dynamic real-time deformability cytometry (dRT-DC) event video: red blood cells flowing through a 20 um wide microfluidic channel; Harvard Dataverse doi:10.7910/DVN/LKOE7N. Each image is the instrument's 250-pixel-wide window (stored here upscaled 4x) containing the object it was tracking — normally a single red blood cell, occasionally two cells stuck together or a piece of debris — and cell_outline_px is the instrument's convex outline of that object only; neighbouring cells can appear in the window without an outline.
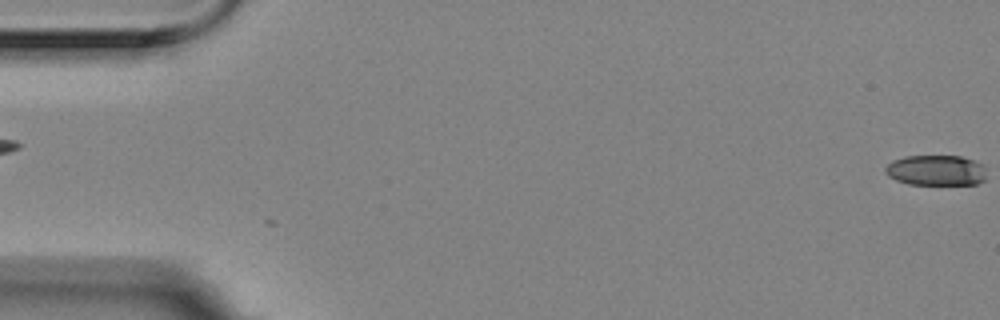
{"species": "Egyptian fruit bat (a non-hibernating species)", "species_latin": "Rousettus aegyptiacus", "temperature_condition": "room temperature", "stored_images_in_passage": 53, "camera_frame_rate_fps": 3000, "um_per_image_px": 0.085, "animal": {"sex": "female"}, "frame": {"image": 1, "passage_image": 1, "time_ms": 0.0, "image_size_px": [1000, 320], "cell_outline_px": [[984, 180], [976, 184], [908, 184], [896, 180], [888, 176], [884, 172], [884, 168], [892, 160], [904, 156], [960, 156], [984, 164]], "centroid_in_image_um": [79.52, 14.47], "position_along_channel_um": 5.5, "area_um2": 17.98}}
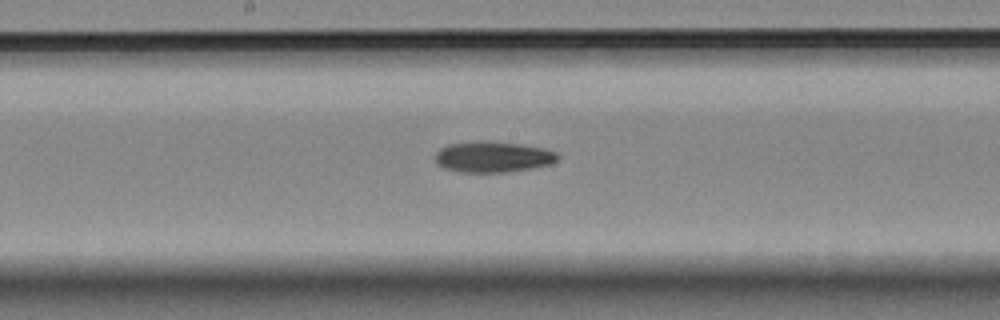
{"frame": {"image": 2, "passage_image": 30, "time_ms": 9.667, "image_size_px": [1000, 320], "cell_outline_px": [[560, 156], [556, 160], [548, 164], [532, 168], [508, 172], [460, 172], [444, 168], [436, 164], [436, 152], [440, 148], [448, 144], [480, 140], [484, 140], [520, 144], [544, 148], [556, 152]], "centroid_in_image_um": [41.87, 13.32], "position_along_channel_um": 206.3, "area_um2": 22.14}}
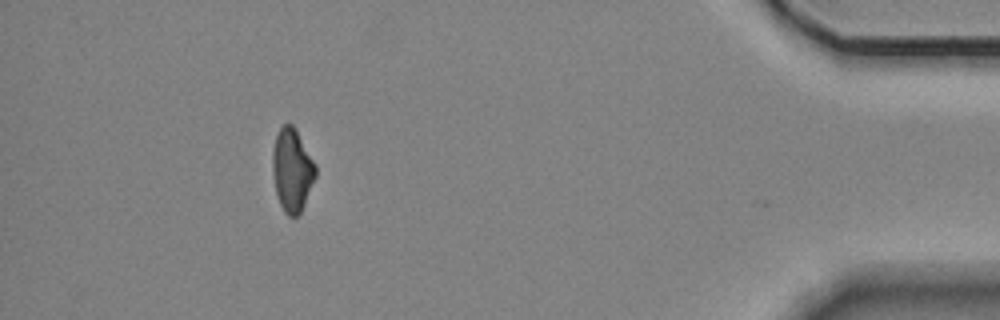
{"frame": {"image": 3, "passage_image": 52, "time_ms": 17.0, "image_size_px": [1000, 320], "cell_outline_px": [[316, 176], [304, 204], [300, 212], [296, 216], [288, 216], [284, 212], [280, 204], [276, 192], [272, 172], [272, 152], [276, 136], [280, 128], [284, 124], [292, 124], [296, 128], [316, 164]], "centroid_in_image_um": [24.83, 14.43], "position_along_channel_um": 410.4, "area_um2": 20.81}, "authors_computed_cell_mechanics": {"area_um2": 21.3282, "velocity_mm_per_s": 3.5587, "shape_relaxation_time_tau1_ms": 8.3591, "shape_relaxation_time_tau2_ms": 9.5405, "deformation_change_tau1": 0.2034, "deformation_change_tau2": 0.199}}